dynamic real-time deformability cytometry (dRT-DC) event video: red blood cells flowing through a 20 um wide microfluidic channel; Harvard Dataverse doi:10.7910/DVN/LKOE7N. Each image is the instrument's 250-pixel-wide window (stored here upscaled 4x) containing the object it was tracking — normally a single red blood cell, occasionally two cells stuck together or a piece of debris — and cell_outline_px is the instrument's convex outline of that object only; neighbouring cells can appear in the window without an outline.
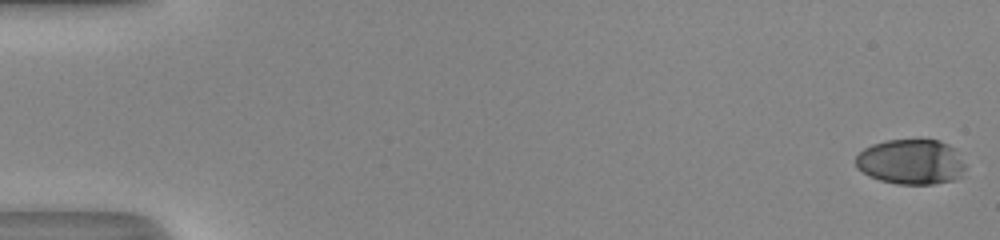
{"species": "human", "species_latin": "Homo sapiens", "temperature_condition": "room temperature", "stored_images_in_passage": 52, "camera_frame_rate_fps": 3000, "um_per_image_px": 0.085, "donor": {"sex": "male"}, "frame": {"image": 1, "passage_image": 1, "time_ms": 0.0, "image_size_px": [1000, 240], "cell_outline_px": [[964, 168], [960, 176], [952, 180], [932, 184], [896, 184], [880, 180], [868, 176], [856, 168], [856, 156], [864, 148], [872, 144], [888, 140], [940, 140], [956, 148], [964, 164]], "centroid_in_image_um": [77.42, 13.75], "position_along_channel_um": 7.6, "area_um2": 28.9}}
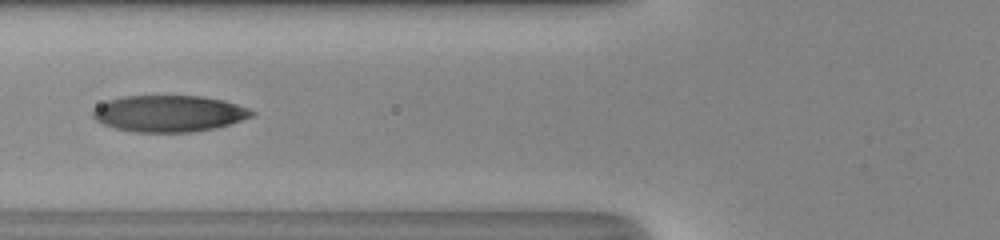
{"frame": {"image": 2, "passage_image": 22, "time_ms": 7.0, "image_size_px": [1000, 240], "cell_outline_px": [[256, 112], [252, 116], [216, 128], [192, 132], [136, 132], [116, 128], [104, 124], [96, 120], [92, 116], [92, 112], [100, 104], [108, 100], [124, 96], [200, 96], [224, 100], [248, 108]], "centroid_in_image_um": [14.36, 9.65], "position_along_channel_um": 111.4, "area_um2": 33.58}}
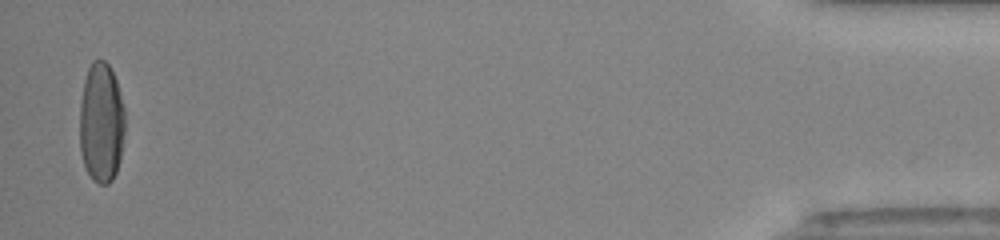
{"frame": {"image": 3, "passage_image": 51, "time_ms": 16.667, "image_size_px": [1000, 240], "cell_outline_px": [[124, 132], [120, 160], [116, 172], [112, 180], [108, 184], [100, 184], [92, 180], [84, 164], [80, 152], [80, 100], [84, 80], [88, 68], [92, 60], [104, 60], [108, 64], [116, 80], [124, 108]], "centroid_in_image_um": [8.6, 10.44], "position_along_channel_um": 426.6, "area_um2": 31.85}, "authors_computed_cell_mechanics": {"area_um2": 33.0616, "velocity_mm_per_s": 4.1759, "shape_relaxation_time_tau1_ms": 4.7472, "shape_relaxation_time_tau2_ms": 0.9961, "deformation_change_tau1": 0.2192, "deformation_change_tau2": 0.0628}}